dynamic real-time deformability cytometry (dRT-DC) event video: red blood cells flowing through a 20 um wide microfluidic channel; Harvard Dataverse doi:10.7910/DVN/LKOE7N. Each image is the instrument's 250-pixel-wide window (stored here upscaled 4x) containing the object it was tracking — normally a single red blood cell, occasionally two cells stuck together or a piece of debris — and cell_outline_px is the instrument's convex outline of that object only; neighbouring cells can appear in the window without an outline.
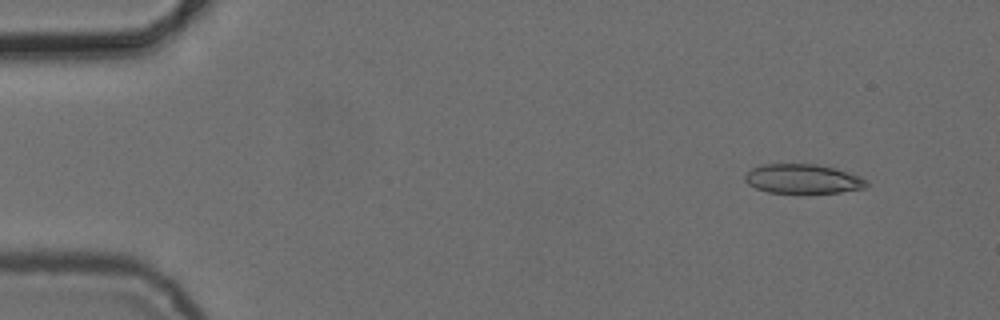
{"species": "common noctule bat (a hibernating species)", "species_latin": "Nyctalus noctula", "temperature_condition": "cold", "stored_images_in_passage": 4, "camera_frame_rate_fps": 3000, "um_per_image_px": 0.085, "animal": {"sex": "female", "body_mass_g": 24.6, "forearm_length_mm": 56.2}, "frame": {"image": 1, "passage_image": 1, "time_ms": 0.0, "image_size_px": [1000, 320], "cell_outline_px": [[868, 184], [864, 188], [840, 192], [768, 192], [756, 188], [748, 184], [744, 180], [744, 176], [752, 168], [764, 164], [816, 164], [832, 168], [860, 176], [868, 180]], "centroid_in_image_um": [68.23, 15.2], "position_along_channel_um": 16.8, "area_um2": 20.46}}